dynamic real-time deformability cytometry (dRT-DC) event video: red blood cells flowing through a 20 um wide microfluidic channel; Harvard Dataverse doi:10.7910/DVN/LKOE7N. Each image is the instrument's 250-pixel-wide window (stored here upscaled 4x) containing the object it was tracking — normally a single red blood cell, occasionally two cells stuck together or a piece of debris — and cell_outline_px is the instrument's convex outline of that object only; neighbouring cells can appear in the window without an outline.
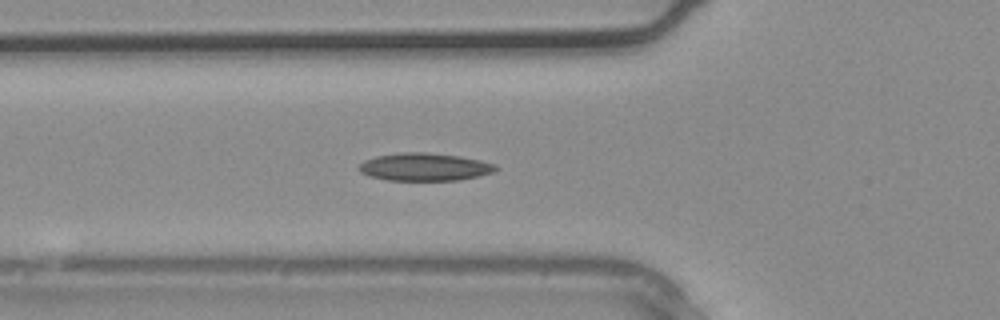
{"species": "common noctule bat (a hibernating species)", "species_latin": "Nyctalus noctula", "temperature_condition": "warm", "stored_images_in_passage": 30, "camera_frame_rate_fps": 3000, "um_per_image_px": 0.085, "animal": {"sex": "male", "body_mass_g": 20.4}, "frame": {"image": 1, "passage_image": 9, "time_ms": 2.667, "image_size_px": [1000, 320], "cell_outline_px": [[500, 168], [492, 172], [480, 176], [460, 180], [388, 180], [372, 176], [360, 172], [356, 168], [364, 160], [376, 156], [400, 152], [424, 152], [460, 156], [480, 160], [496, 164]], "centroid_in_image_um": [36.11, 14.18], "position_along_channel_um": 89.7, "area_um2": 22.2}}